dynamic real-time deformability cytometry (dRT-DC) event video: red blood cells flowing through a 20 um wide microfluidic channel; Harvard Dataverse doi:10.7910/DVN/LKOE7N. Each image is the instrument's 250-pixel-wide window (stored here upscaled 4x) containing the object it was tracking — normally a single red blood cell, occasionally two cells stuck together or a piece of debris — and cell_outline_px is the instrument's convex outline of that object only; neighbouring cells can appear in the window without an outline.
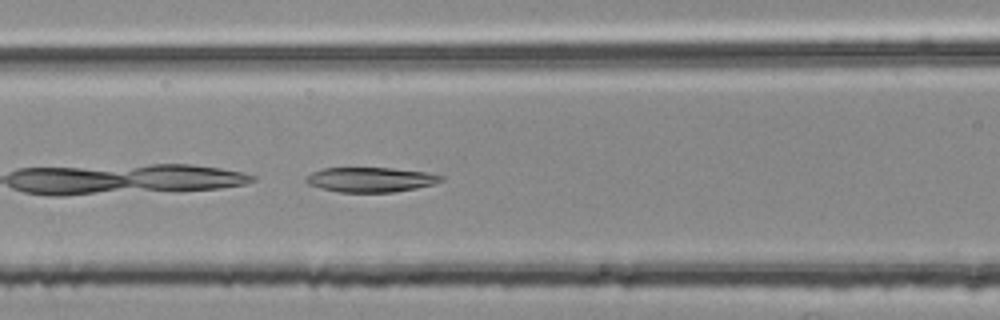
{"species": "common noctule bat (a hibernating species)", "species_latin": "Nyctalus noctula", "temperature_condition": "room temperature", "stored_images_in_passage": 27, "camera_frame_rate_fps": 3000, "um_per_image_px": 0.085, "animal": {"sex": "female", "body_mass_g": 25.1}, "frame": {"image": 1, "passage_image": 6, "time_ms": 1.667, "image_size_px": [1000, 320], "cell_outline_px": [[444, 180], [432, 184], [416, 188], [392, 192], [340, 192], [320, 188], [308, 184], [304, 180], [312, 172], [324, 168], [392, 168], [428, 172], [444, 176]], "centroid_in_image_um": [31.52, 15.26], "position_along_channel_um": 135.1, "area_um2": 19.42}}
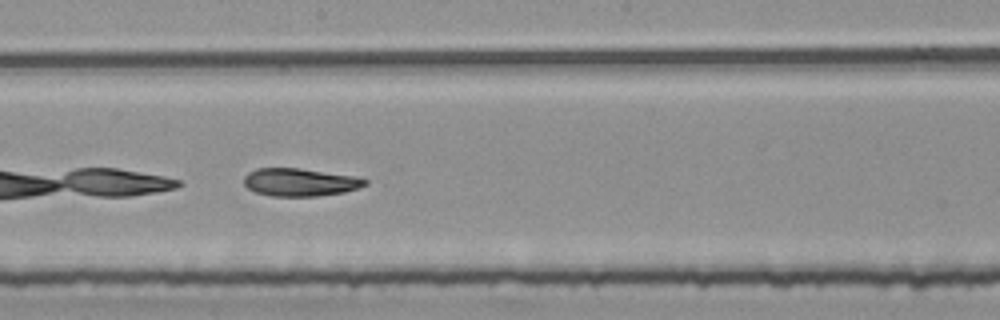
{"frame": {"image": 2, "passage_image": 13, "time_ms": 4.0, "image_size_px": [1000, 320], "cell_outline_px": [[368, 184], [360, 188], [344, 192], [320, 196], [272, 196], [256, 192], [248, 188], [244, 184], [244, 176], [248, 172], [256, 168], [300, 168], [356, 176], [368, 180]], "centroid_in_image_um": [25.53, 15.48], "position_along_channel_um": 222.7, "area_um2": 19.83}}
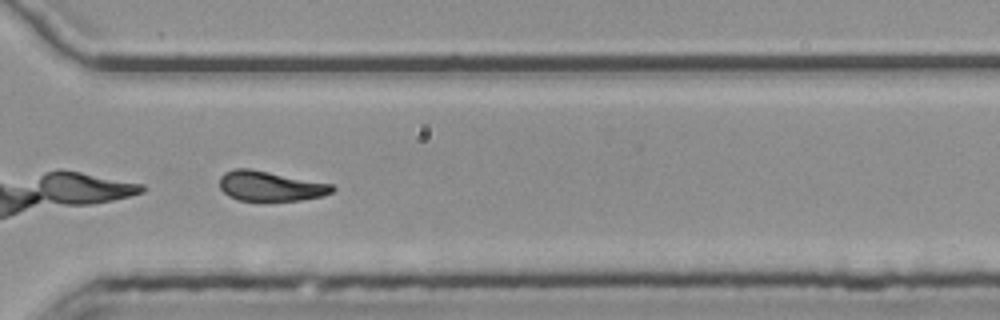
{"frame": {"image": 3, "passage_image": 23, "time_ms": 7.333, "image_size_px": [1000, 320], "cell_outline_px": [[336, 188], [332, 192], [324, 196], [300, 200], [236, 200], [228, 196], [220, 188], [220, 176], [224, 172], [236, 168], [248, 168], [332, 184]], "centroid_in_image_um": [22.96, 15.82], "position_along_channel_um": 347.6, "area_um2": 19.54}}